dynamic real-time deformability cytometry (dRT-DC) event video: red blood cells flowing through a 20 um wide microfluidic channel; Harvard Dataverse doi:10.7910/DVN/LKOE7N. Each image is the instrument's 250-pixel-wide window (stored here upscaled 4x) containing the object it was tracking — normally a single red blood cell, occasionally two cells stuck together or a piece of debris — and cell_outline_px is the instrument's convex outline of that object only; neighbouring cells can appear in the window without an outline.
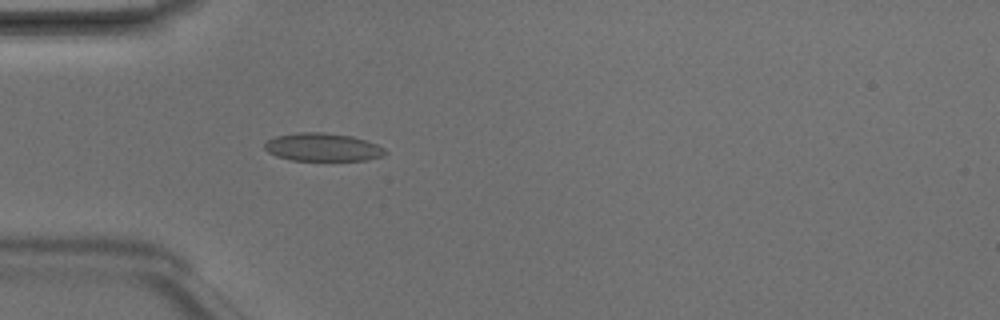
{"species": "Egyptian fruit bat (a non-hibernating species)", "species_latin": "Rousettus aegyptiacus", "temperature_condition": "room temperature", "stored_images_in_passage": 3, "camera_frame_rate_fps": 3000, "um_per_image_px": 0.085, "animal": {"sex": "male"}, "frame": {"image": 1, "passage_image": 3, "time_ms": 0.667, "image_size_px": [1000, 320], "cell_outline_px": [[388, 152], [384, 156], [364, 160], [292, 160], [276, 156], [268, 152], [264, 148], [264, 144], [268, 140], [276, 136], [300, 132], [324, 132], [352, 136], [376, 144], [384, 148]], "centroid_in_image_um": [27.43, 12.51], "position_along_channel_um": 57.6, "area_um2": 19.65}}